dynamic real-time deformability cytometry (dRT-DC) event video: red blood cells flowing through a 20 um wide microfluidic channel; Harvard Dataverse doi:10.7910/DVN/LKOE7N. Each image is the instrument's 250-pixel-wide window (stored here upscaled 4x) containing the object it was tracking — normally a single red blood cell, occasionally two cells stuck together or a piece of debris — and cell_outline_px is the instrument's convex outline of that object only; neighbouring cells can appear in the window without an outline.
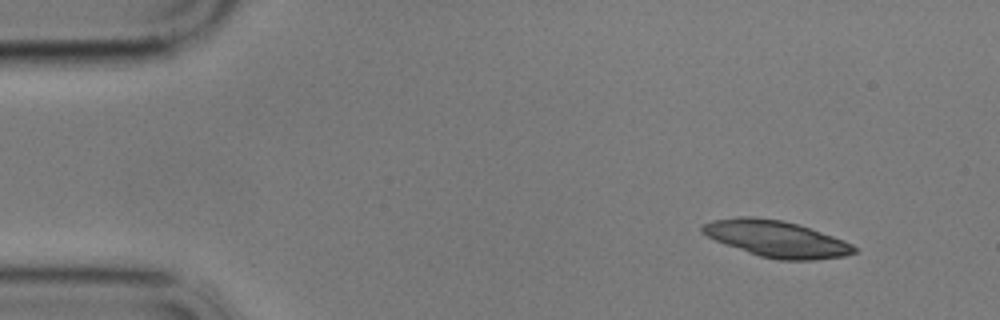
{"species": "common noctule bat (a hibernating species)", "species_latin": "Nyctalus noctula", "temperature_condition": "cold", "stored_images_in_passage": 53, "camera_frame_rate_fps": 3000, "um_per_image_px": 0.085, "animal": {"sex": "male", "body_mass_g": 17.9}, "frame": {"image": 1, "passage_image": 1, "time_ms": 0.0, "image_size_px": [1000, 320], "cell_outline_px": [[860, 248], [856, 252], [844, 256], [816, 260], [780, 260], [760, 256], [748, 252], [716, 240], [700, 232], [700, 228], [704, 224], [712, 220], [736, 216], [752, 216], [784, 220], [844, 240]], "centroid_in_image_um": [66.0, 20.29], "position_along_channel_um": 19.0, "area_um2": 32.08}}